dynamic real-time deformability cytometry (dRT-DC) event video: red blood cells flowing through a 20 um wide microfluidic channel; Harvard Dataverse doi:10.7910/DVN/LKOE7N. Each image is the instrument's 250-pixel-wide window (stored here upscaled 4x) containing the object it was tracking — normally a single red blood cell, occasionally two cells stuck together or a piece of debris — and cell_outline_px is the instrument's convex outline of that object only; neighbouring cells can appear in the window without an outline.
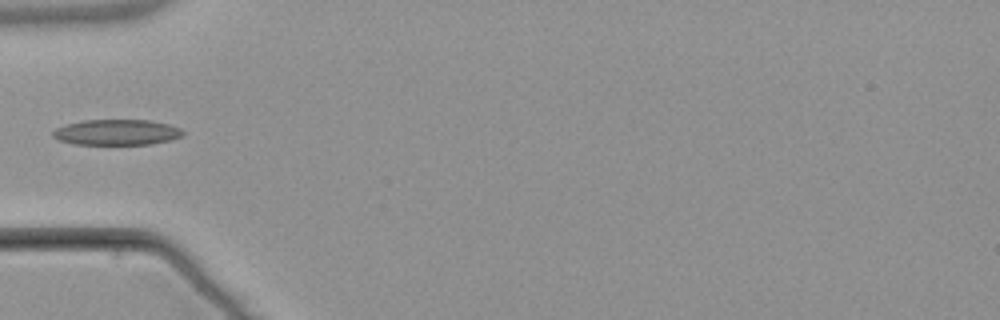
{"species": "common noctule bat (a hibernating species)", "species_latin": "Nyctalus noctula", "temperature_condition": "warm", "stored_images_in_passage": 5, "camera_frame_rate_fps": 3000, "um_per_image_px": 0.085, "animal": {"sex": "male", "body_mass_g": 21.5, "forearm_length_mm": 52.0}, "frame": {"image": 1, "passage_image": 5, "time_ms": 5.667, "image_size_px": [1000, 320], "cell_outline_px": [[184, 136], [172, 140], [152, 144], [76, 144], [56, 140], [52, 136], [52, 132], [56, 128], [68, 124], [84, 120], [148, 120], [168, 124], [180, 128], [184, 132]], "centroid_in_image_um": [9.94, 11.25], "position_along_channel_um": 75.1, "area_um2": 19.48}}